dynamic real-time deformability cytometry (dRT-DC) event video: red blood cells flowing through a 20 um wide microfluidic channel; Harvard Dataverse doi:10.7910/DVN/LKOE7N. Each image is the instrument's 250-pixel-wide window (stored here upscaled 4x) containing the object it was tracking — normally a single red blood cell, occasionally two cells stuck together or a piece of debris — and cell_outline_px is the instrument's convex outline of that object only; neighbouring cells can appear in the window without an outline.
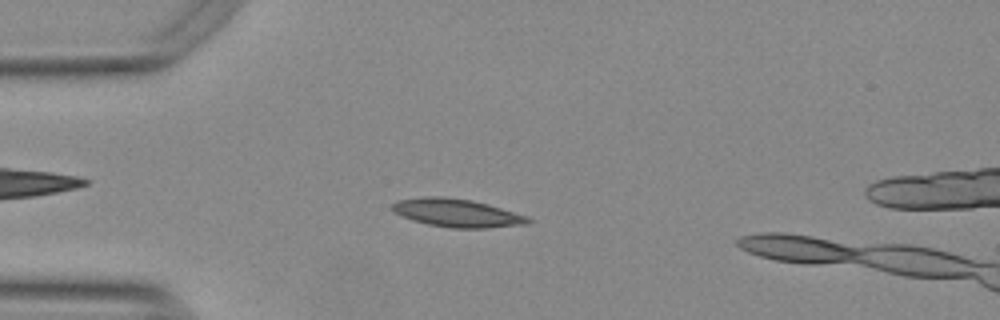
{"species": "Egyptian fruit bat (a non-hibernating species)", "species_latin": "Rousettus aegyptiacus", "temperature_condition": "warm", "stored_images_in_passage": 50, "camera_frame_rate_fps": 3000, "um_per_image_px": 0.085, "animal": {"sex": "female"}, "frame": {"image": 1, "passage_image": 14, "time_ms": 4.333, "image_size_px": [1000, 320], "cell_outline_px": [[532, 220], [528, 224], [484, 228], [456, 228], [428, 224], [412, 220], [396, 212], [392, 208], [392, 204], [396, 200], [424, 196], [444, 196], [472, 200], [488, 204], [528, 216]], "centroid_in_image_um": [38.86, 18.09], "position_along_channel_um": 46.1, "area_um2": 22.2}}
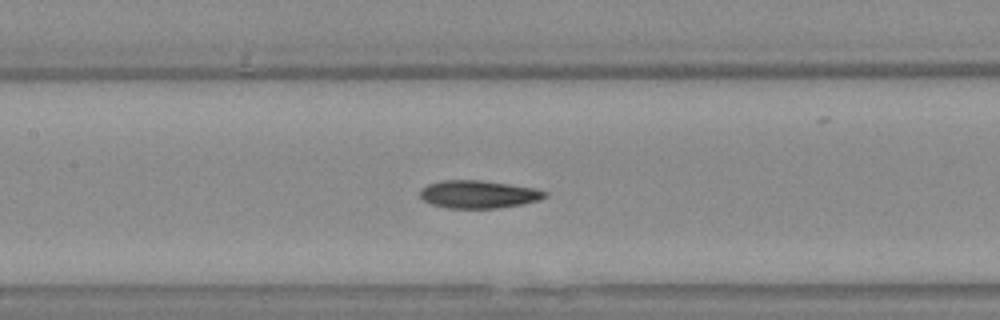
{"frame": {"image": 2, "passage_image": 25, "time_ms": 8.0, "image_size_px": [1000, 320], "cell_outline_px": [[548, 196], [540, 200], [500, 208], [448, 208], [432, 204], [424, 200], [420, 196], [420, 188], [428, 184], [444, 180], [480, 180], [508, 184], [532, 188], [548, 192]], "centroid_in_image_um": [40.66, 16.52], "position_along_channel_um": 166.7, "area_um2": 20.11}}
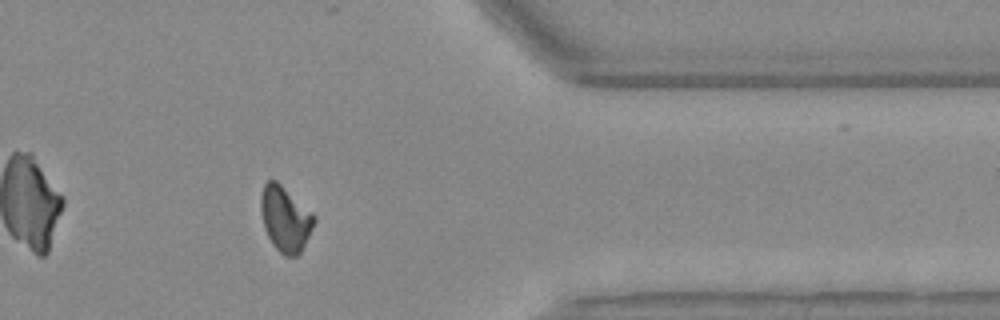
{"frame": {"image": 3, "passage_image": 44, "time_ms": 14.333, "image_size_px": [1000, 320], "cell_outline_px": [[316, 220], [300, 252], [296, 256], [284, 256], [272, 244], [264, 228], [260, 212], [260, 196], [264, 184], [268, 180], [276, 180], [312, 212], [316, 216]], "centroid_in_image_um": [24.22, 18.59], "position_along_channel_um": 387.2, "area_um2": 20.17}, "authors_computed_cell_mechanics": {"area_um2": 20.1722, "velocity_mm_per_s": 3.7662, "shape_relaxation_time_tau1_ms": null, "shape_relaxation_time_tau2_ms": 3.384, "deformation_change_tau1": null, "deformation_change_tau2": 0.0853}}